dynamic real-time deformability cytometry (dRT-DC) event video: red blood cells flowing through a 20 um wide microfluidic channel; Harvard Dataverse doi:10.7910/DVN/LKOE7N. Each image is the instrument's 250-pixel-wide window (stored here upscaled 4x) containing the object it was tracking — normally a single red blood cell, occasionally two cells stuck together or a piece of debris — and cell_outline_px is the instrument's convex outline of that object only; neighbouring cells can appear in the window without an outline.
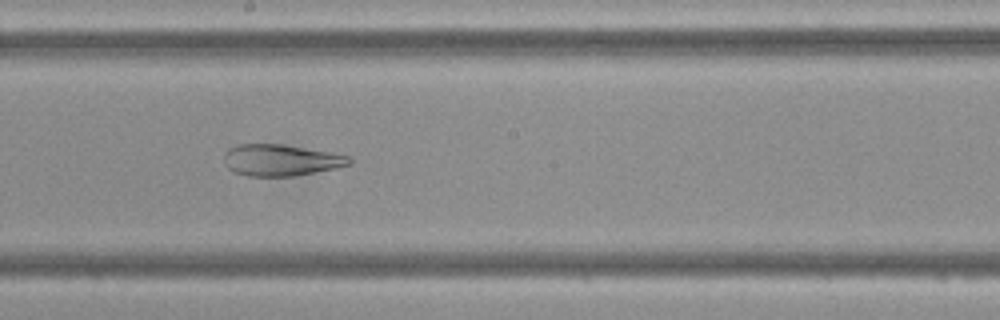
{"species": "Egyptian fruit bat (a non-hibernating species)", "species_latin": "Rousettus aegyptiacus", "temperature_condition": "cold", "stored_images_in_passage": 40, "camera_frame_rate_fps": 3000, "um_per_image_px": 0.085, "frame": {"image": 1, "passage_image": 18, "time_ms": 5.667, "image_size_px": [1000, 320], "cell_outline_px": [[352, 164], [336, 168], [292, 176], [248, 176], [236, 172], [228, 168], [224, 164], [224, 152], [228, 148], [236, 144], [280, 144], [332, 152], [352, 156]], "centroid_in_image_um": [23.88, 13.6], "position_along_channel_um": 224.3, "area_um2": 23.12}}